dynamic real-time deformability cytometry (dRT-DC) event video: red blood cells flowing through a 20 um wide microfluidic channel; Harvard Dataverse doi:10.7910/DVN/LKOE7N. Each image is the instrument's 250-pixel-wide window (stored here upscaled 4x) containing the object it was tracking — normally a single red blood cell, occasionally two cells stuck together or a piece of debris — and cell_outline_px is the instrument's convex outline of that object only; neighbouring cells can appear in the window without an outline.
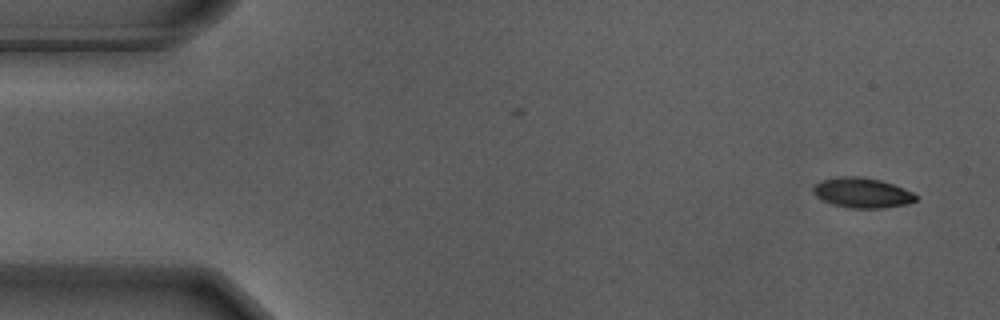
{"species": "Egyptian fruit bat (a non-hibernating species)", "species_latin": "Rousettus aegyptiacus", "temperature_condition": "warm", "stored_images_in_passage": 55, "segment_of_instrument_passage": [1, 2], "camera_frame_rate_fps": 3000, "um_per_image_px": 0.085, "animal": {"sex": "male"}, "frame": {"image": 1, "passage_image": 1, "time_ms": 0.0, "image_size_px": [1000, 320], "cell_outline_px": [[920, 196], [916, 200], [908, 204], [884, 208], [848, 208], [832, 204], [820, 200], [812, 192], [812, 188], [816, 184], [824, 180], [844, 176], [860, 176], [880, 180], [904, 188]], "centroid_in_image_um": [73.3, 16.4], "position_along_channel_um": 11.7, "area_um2": 18.09}}
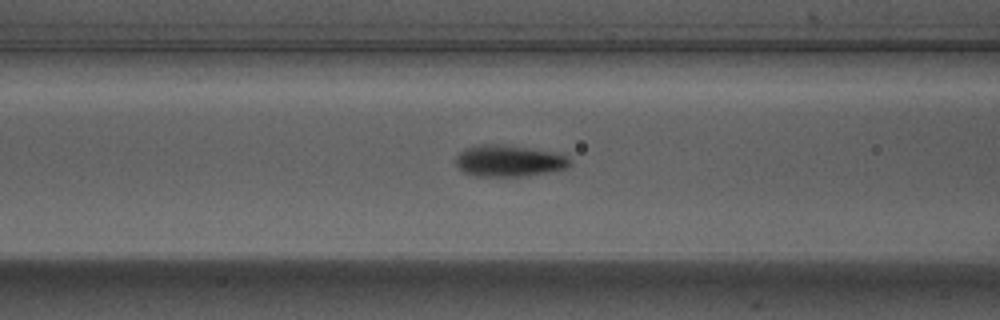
{"frame": {"image": 2, "passage_image": 20, "time_ms": 6.333, "image_size_px": [1000, 320], "cell_outline_px": [[572, 164], [564, 168], [528, 176], [476, 176], [464, 172], [456, 164], [456, 156], [464, 148], [480, 144], [504, 144], [556, 152], [568, 156], [572, 160]], "centroid_in_image_um": [43.27, 13.66], "position_along_channel_um": 123.3, "area_um2": 21.1}}
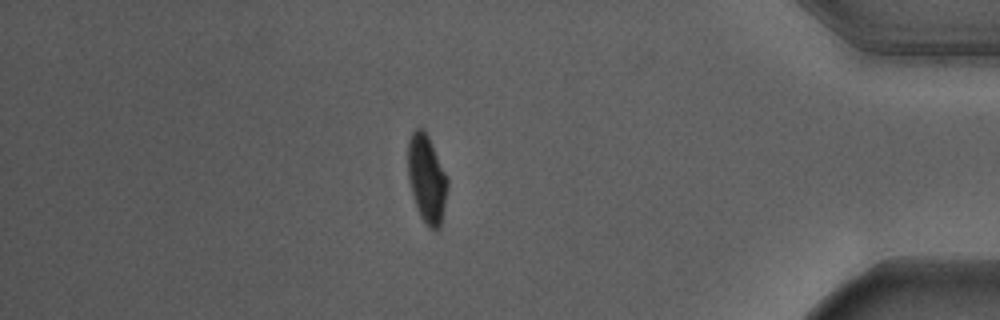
{"frame": {"image": 3, "passage_image": 46, "time_ms": 15.0, "image_size_px": [1000, 320], "cell_outline_px": [[448, 184], [440, 228], [428, 228], [420, 216], [412, 192], [408, 176], [408, 140], [412, 132], [416, 128], [424, 128], [432, 144], [448, 180]], "centroid_in_image_um": [36.26, 15.17], "position_along_channel_um": 398.9, "area_um2": 19.94}}